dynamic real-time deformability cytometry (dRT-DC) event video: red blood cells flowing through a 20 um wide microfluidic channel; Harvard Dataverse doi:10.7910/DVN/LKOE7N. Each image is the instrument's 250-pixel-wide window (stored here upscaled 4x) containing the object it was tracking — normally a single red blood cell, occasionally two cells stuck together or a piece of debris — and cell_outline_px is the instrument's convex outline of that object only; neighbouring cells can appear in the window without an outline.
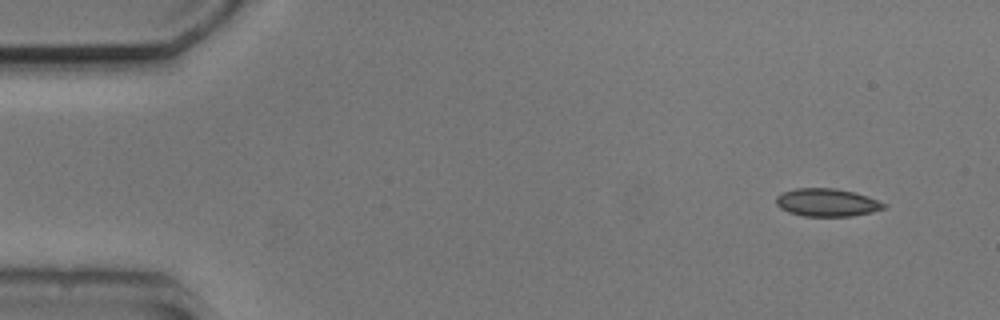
{"species": "common noctule bat (a hibernating species)", "species_latin": "Nyctalus noctula", "temperature_condition": "cold", "stored_images_in_passage": 5, "camera_frame_rate_fps": 3000, "um_per_image_px": 0.085, "animal": {"sex": "male", "body_mass_g": 20.5, "forearm_length_mm": 52.5}, "frame": {"image": 1, "passage_image": 1, "time_ms": 0.0, "image_size_px": [1000, 320], "cell_outline_px": [[888, 204], [884, 208], [872, 212], [852, 216], [804, 216], [788, 212], [780, 208], [776, 204], [776, 196], [784, 192], [796, 188], [836, 188], [856, 192], [868, 196]], "centroid_in_image_um": [70.31, 17.21], "position_along_channel_um": 14.7, "area_um2": 17.63}}
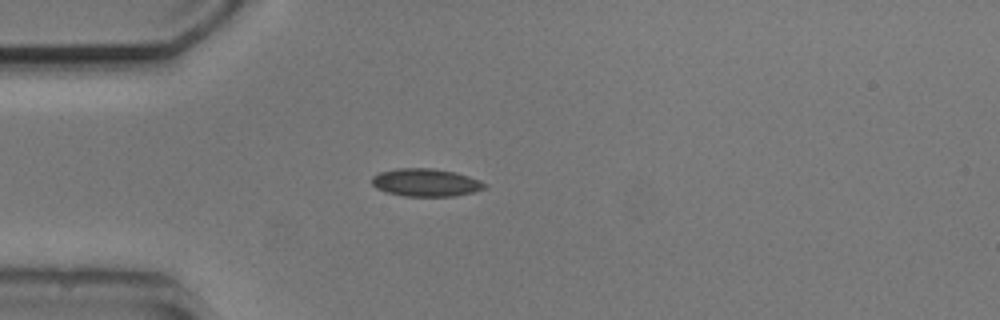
{"frame": {"image": 2, "passage_image": 4, "time_ms": 3.333, "image_size_px": [1000, 320], "cell_outline_px": [[488, 188], [476, 192], [456, 196], [404, 196], [388, 192], [376, 188], [372, 184], [372, 176], [380, 172], [396, 168], [432, 168], [456, 172], [480, 180], [488, 184]], "centroid_in_image_um": [36.25, 15.51], "position_along_channel_um": 48.7, "area_um2": 18.5}}